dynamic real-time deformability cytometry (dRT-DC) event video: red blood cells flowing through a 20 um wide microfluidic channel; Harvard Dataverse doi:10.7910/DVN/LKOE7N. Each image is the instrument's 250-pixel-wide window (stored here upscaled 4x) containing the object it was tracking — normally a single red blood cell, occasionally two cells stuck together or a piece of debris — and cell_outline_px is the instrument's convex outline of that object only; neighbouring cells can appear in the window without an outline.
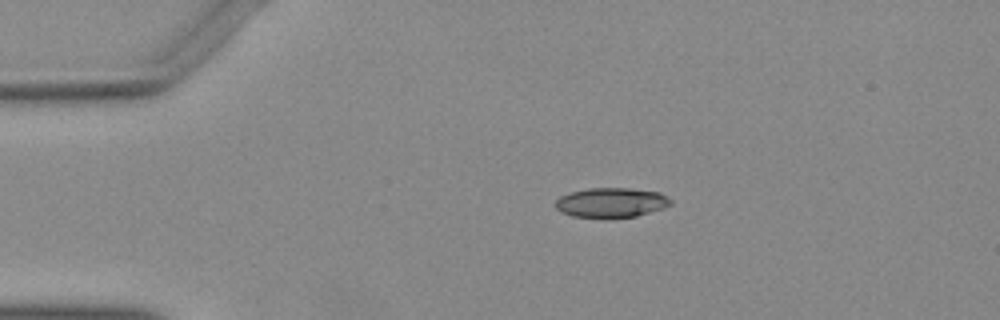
{"species": "Egyptian fruit bat (a non-hibernating species)", "species_latin": "Rousettus aegyptiacus", "temperature_condition": "warm", "stored_images_in_passage": 42, "camera_frame_rate_fps": 3000, "um_per_image_px": 0.085, "animal": {"sex": "female"}, "frame": {"image": 1, "passage_image": 1, "time_ms": 0.0, "image_size_px": [1000, 320], "cell_outline_px": [[672, 204], [664, 208], [636, 216], [608, 220], [604, 220], [572, 216], [560, 212], [556, 208], [556, 200], [560, 196], [572, 192], [588, 188], [628, 188], [660, 192], [668, 196], [672, 200]], "centroid_in_image_um": [51.96, 17.25], "position_along_channel_um": 33.0, "area_um2": 20.58}}
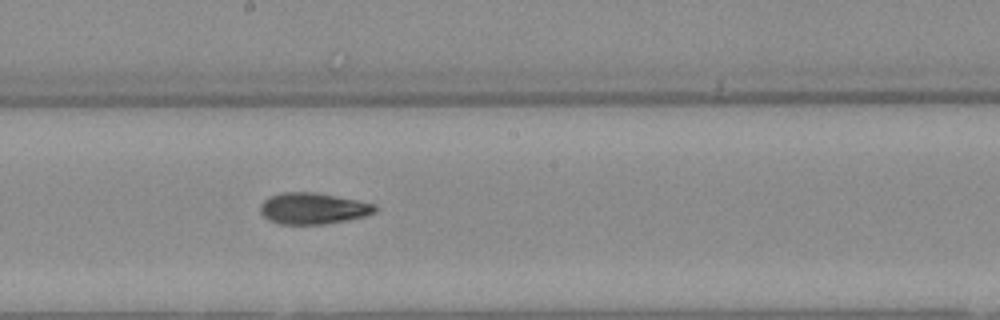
{"frame": {"image": 2, "passage_image": 19, "time_ms": 6.0, "image_size_px": [1000, 320], "cell_outline_px": [[376, 212], [364, 216], [324, 224], [280, 224], [268, 220], [260, 212], [260, 204], [264, 200], [272, 196], [284, 192], [312, 192], [336, 196], [376, 204]], "centroid_in_image_um": [26.59, 17.72], "position_along_channel_um": 221.6, "area_um2": 20.69}}
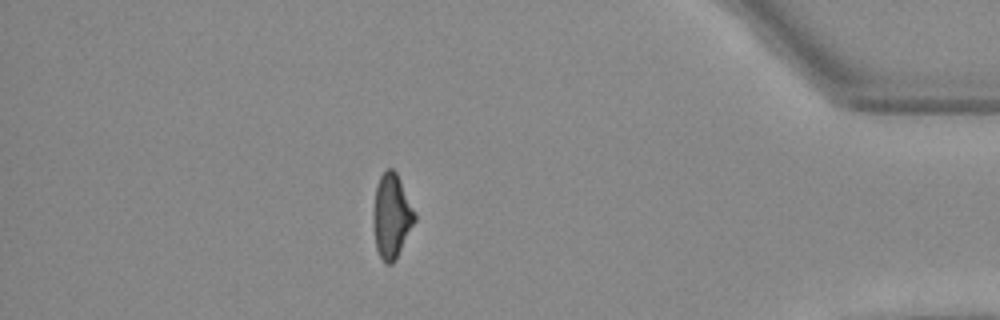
{"frame": {"image": 3, "passage_image": 36, "time_ms": 11.667, "image_size_px": [1000, 320], "cell_outline_px": [[416, 220], [392, 264], [384, 264], [376, 248], [372, 224], [372, 212], [376, 188], [380, 176], [388, 168], [392, 168], [396, 172], [416, 212]], "centroid_in_image_um": [33.27, 18.36], "position_along_channel_um": 401.9, "area_um2": 20.35}}